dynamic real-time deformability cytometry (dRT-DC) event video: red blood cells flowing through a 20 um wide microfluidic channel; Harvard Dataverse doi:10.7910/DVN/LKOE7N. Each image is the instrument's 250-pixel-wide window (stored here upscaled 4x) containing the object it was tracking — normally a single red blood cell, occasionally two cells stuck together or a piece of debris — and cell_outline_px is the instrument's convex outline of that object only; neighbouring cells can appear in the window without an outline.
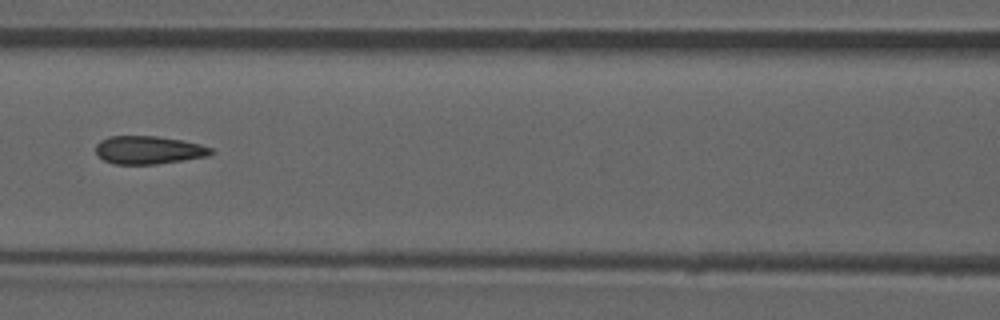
{"species": "common noctule bat (a hibernating species)", "species_latin": "Nyctalus noctula", "temperature_condition": "room temperature", "stored_images_in_passage": 53, "camera_frame_rate_fps": 3000, "um_per_image_px": 0.085, "animal": {"sex": "male", "forearm_length_mm": 52.5}, "frame": {"image": 1, "passage_image": 23, "time_ms": 7.333, "image_size_px": [1000, 320], "cell_outline_px": [[216, 152], [208, 156], [184, 160], [156, 164], [112, 164], [104, 160], [96, 152], [96, 144], [100, 140], [112, 136], [156, 136], [180, 140], [200, 144], [212, 148]], "centroid_in_image_um": [12.65, 12.75], "position_along_channel_um": 154.0, "area_um2": 18.84}, "authors_computed_cell_mechanics": {"area_um2": 19.3052, "velocity_mm_per_s": 3.9238, "shape_relaxation_time_tau1_ms": 10.4008, "shape_relaxation_time_tau2_ms": 1.6957, "deformation_change_tau1": 0.2073, "deformation_change_tau2": 0.1112}}